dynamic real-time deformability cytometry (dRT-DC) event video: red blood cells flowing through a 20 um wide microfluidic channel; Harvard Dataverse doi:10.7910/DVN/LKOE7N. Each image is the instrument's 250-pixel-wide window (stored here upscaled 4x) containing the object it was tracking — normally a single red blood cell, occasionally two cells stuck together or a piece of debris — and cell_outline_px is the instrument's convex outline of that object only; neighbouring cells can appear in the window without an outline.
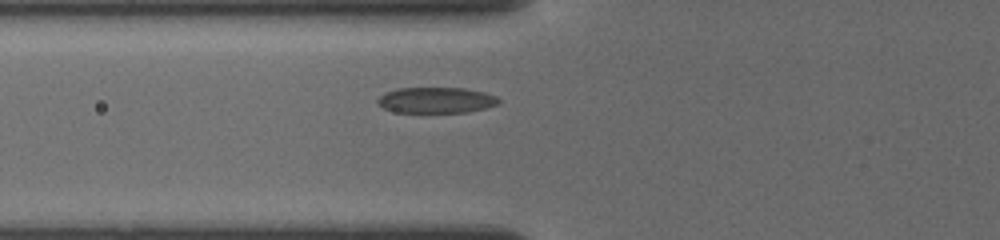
{"species": "common noctule bat (a hibernating species)", "species_latin": "Nyctalus noctula", "temperature_condition": "cold", "stored_images_in_passage": 17, "camera_frame_rate_fps": 3000, "um_per_image_px": 0.085, "animal": {"sex": "female", "body_mass_g": 19.5, "forearm_length_mm": 54.1}, "frame": {"image": 1, "passage_image": 7, "time_ms": 2.333, "image_size_px": [1000, 240], "cell_outline_px": [[500, 104], [468, 112], [396, 112], [384, 108], [376, 100], [380, 96], [396, 88], [464, 88], [484, 92], [496, 96], [500, 100]], "centroid_in_image_um": [37.11, 8.51], "position_along_channel_um": 88.7, "area_um2": 18.09}}
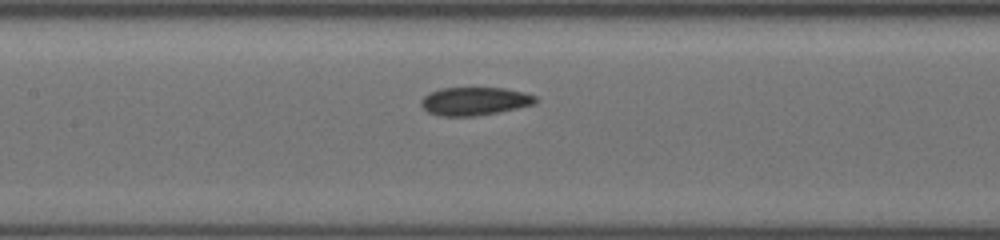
{"frame": {"image": 2, "passage_image": 13, "time_ms": 4.333, "image_size_px": [1000, 240], "cell_outline_px": [[540, 100], [536, 104], [476, 116], [440, 116], [428, 112], [420, 104], [420, 100], [428, 92], [440, 88], [504, 88], [524, 92], [536, 96]], "centroid_in_image_um": [40.34, 8.59], "position_along_channel_um": 167.1, "area_um2": 18.9}}
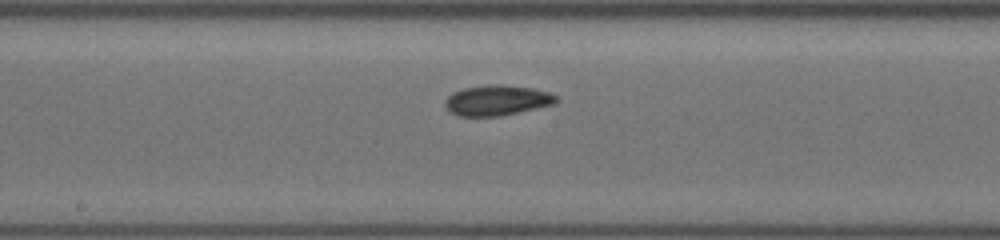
{"frame": {"image": 3, "passage_image": 16, "time_ms": 5.333, "image_size_px": [1000, 240], "cell_outline_px": [[560, 100], [556, 104], [500, 116], [456, 116], [448, 112], [444, 108], [444, 100], [452, 92], [464, 88], [488, 84], [500, 84], [532, 88], [548, 92], [560, 96]], "centroid_in_image_um": [42.24, 8.53], "position_along_channel_um": 206.0, "area_um2": 20.11}}